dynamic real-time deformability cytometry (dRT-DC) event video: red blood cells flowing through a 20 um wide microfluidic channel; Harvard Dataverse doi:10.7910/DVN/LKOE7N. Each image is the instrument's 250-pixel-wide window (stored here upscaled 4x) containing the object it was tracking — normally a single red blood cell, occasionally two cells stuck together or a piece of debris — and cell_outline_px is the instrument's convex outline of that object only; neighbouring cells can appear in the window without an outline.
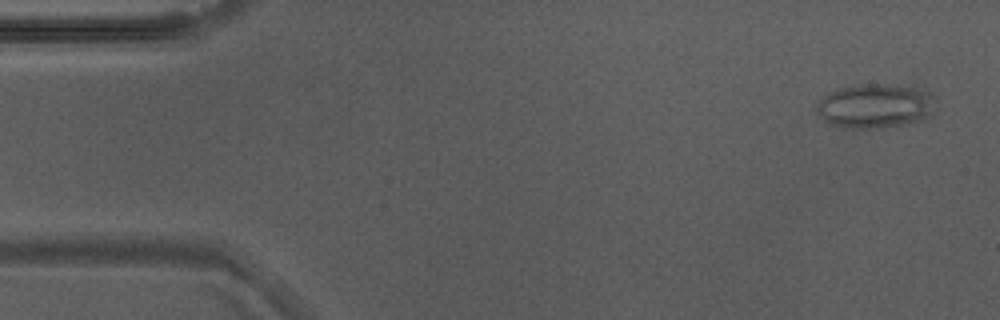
{"species": "Egyptian fruit bat (a non-hibernating species)", "species_latin": "Rousettus aegyptiacus", "temperature_condition": "warm", "stored_images_in_passage": 54, "camera_frame_rate_fps": 3000, "um_per_image_px": 0.085, "animal": {"sex": "male"}, "frame": {"image": 1, "passage_image": 3, "time_ms": 0.667, "image_size_px": [1000, 320], "cell_outline_px": [[936, 112], [932, 116], [924, 120], [880, 128], [840, 128], [828, 124], [816, 112], [816, 104], [828, 92], [840, 88], [864, 84], [884, 84], [912, 88], [928, 92], [932, 96], [936, 108]], "centroid_in_image_um": [74.38, 9.04], "position_along_channel_um": 10.6, "area_um2": 30.87}}
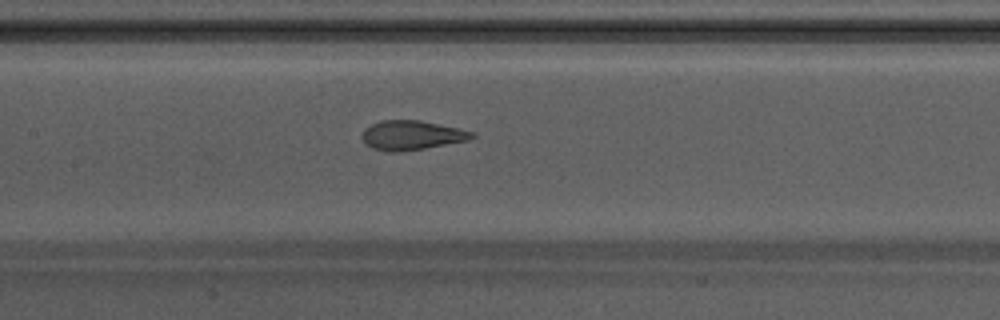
{"frame": {"image": 2, "passage_image": 25, "time_ms": 8.0, "image_size_px": [1000, 320], "cell_outline_px": [[476, 136], [468, 140], [424, 148], [400, 152], [392, 152], [372, 148], [364, 140], [364, 128], [380, 120], [420, 120], [456, 128], [472, 132]], "centroid_in_image_um": [34.98, 11.49], "position_along_channel_um": 172.4, "area_um2": 18.38}}
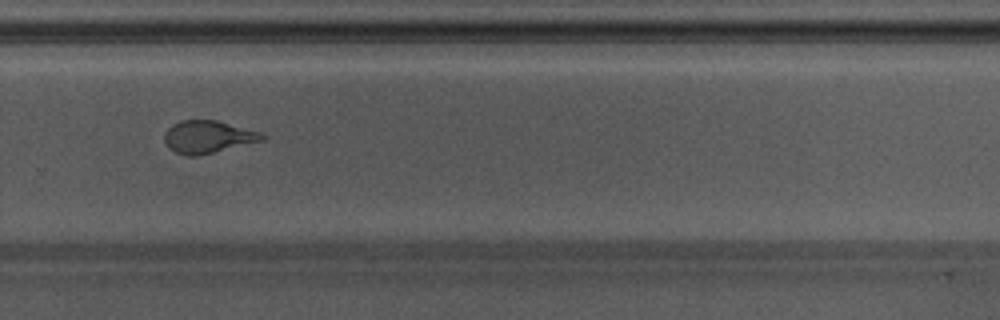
{"frame": {"image": 3, "passage_image": 36, "time_ms": 11.667, "image_size_px": [1000, 320], "cell_outline_px": [[268, 136], [264, 140], [196, 156], [188, 156], [176, 152], [168, 148], [164, 140], [164, 132], [172, 124], [180, 120], [216, 120], [260, 132]], "centroid_in_image_um": [17.65, 11.63], "position_along_channel_um": 312.2, "area_um2": 18.44}, "authors_computed_cell_mechanics": {"area_um2": 20.1144, "velocity_mm_per_s": 3.827, "shape_relaxation_time_tau1_ms": 8.8001, "shape_relaxation_time_tau2_ms": 1.4644, "deformation_change_tau1": 0.2636, "deformation_change_tau2": 0.1086}}